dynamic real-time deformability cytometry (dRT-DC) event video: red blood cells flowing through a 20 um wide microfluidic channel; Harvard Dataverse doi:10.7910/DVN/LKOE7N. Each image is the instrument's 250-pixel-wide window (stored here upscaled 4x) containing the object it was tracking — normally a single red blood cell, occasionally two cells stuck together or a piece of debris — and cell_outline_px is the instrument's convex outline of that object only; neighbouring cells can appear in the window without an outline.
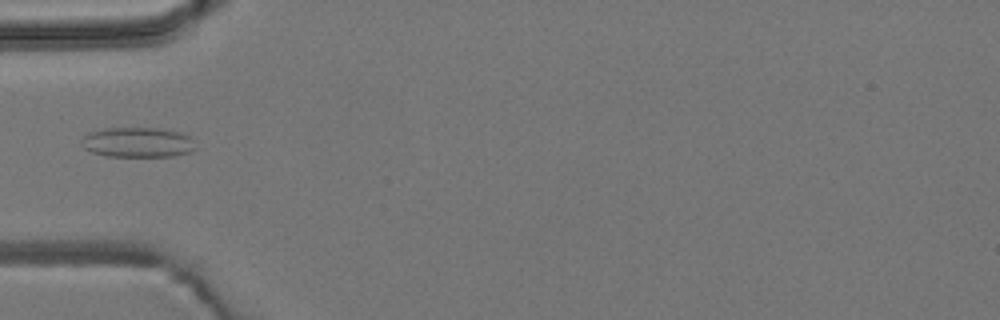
{"species": "common noctule bat (a hibernating species)", "species_latin": "Nyctalus noctula", "temperature_condition": "room temperature", "stored_images_in_passage": 5, "camera_frame_rate_fps": 3000, "um_per_image_px": 0.085, "animal": {"sex": "male", "body_mass_g": 19.2, "forearm_length_mm": 51.8}, "frame": {"image": 1, "passage_image": 5, "time_ms": 4.667, "image_size_px": [1000, 320], "cell_outline_px": [[196, 148], [188, 152], [172, 156], [108, 156], [92, 152], [84, 148], [80, 144], [80, 140], [88, 132], [104, 128], [164, 128], [180, 132], [188, 136]], "centroid_in_image_um": [11.65, 12.08], "position_along_channel_um": 73.4, "area_um2": 19.94}}